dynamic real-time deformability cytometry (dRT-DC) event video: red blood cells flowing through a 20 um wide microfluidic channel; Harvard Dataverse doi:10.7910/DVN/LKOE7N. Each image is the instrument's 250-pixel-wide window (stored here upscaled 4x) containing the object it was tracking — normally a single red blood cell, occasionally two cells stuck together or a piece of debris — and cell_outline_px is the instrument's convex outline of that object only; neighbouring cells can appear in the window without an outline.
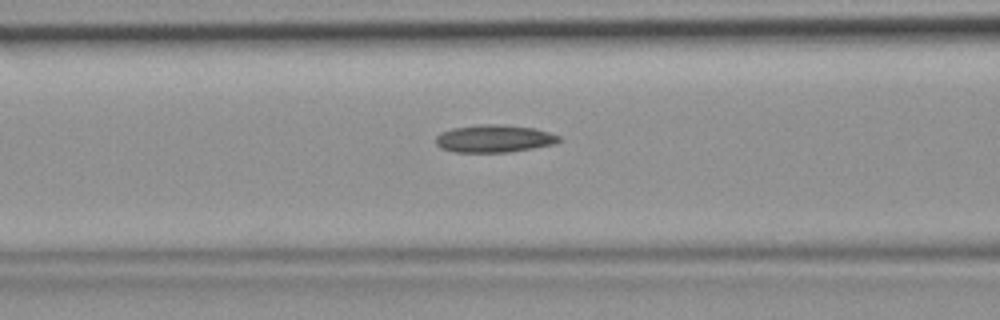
{"species": "common noctule bat (a hibernating species)", "species_latin": "Nyctalus noctula", "temperature_condition": "room temperature", "stored_images_in_passage": 45, "camera_frame_rate_fps": 3000, "um_per_image_px": 0.085, "animal": {"sex": "female", "body_mass_g": 19.9}, "frame": {"image": 1, "passage_image": 18, "time_ms": 5.667, "image_size_px": [1000, 320], "cell_outline_px": [[564, 140], [552, 144], [532, 148], [508, 152], [456, 152], [440, 148], [436, 144], [436, 136], [440, 132], [452, 128], [480, 124], [504, 124], [536, 128], [560, 136]], "centroid_in_image_um": [42.0, 11.77], "position_along_channel_um": 124.6, "area_um2": 19.94}}
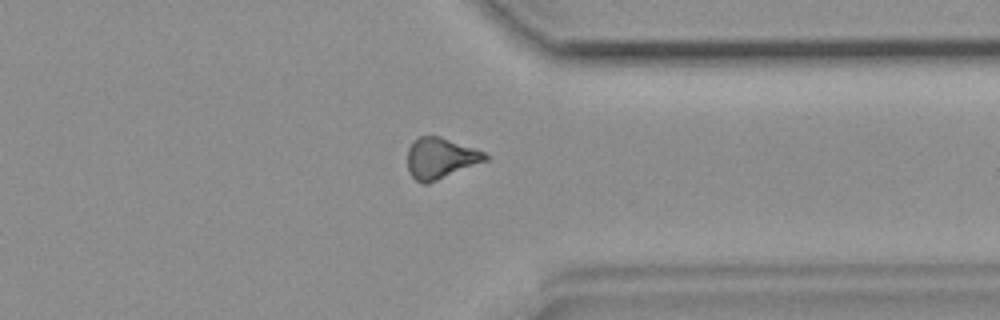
{"frame": {"image": 2, "passage_image": 35, "time_ms": 11.333, "image_size_px": [1000, 320], "cell_outline_px": [[488, 160], [428, 184], [424, 184], [416, 180], [408, 172], [408, 148], [420, 136], [440, 136], [484, 152], [488, 156]], "centroid_in_image_um": [37.44, 13.46], "position_along_channel_um": 374.0, "area_um2": 18.38}}
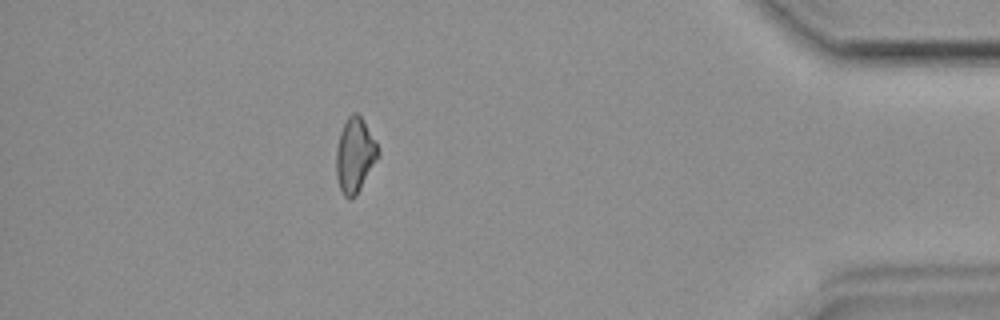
{"frame": {"image": 3, "passage_image": 40, "time_ms": 13.0, "image_size_px": [1000, 320], "cell_outline_px": [[380, 156], [356, 196], [344, 196], [340, 188], [336, 176], [336, 148], [340, 132], [348, 116], [352, 112], [356, 112], [360, 116], [376, 140], [380, 152]], "centroid_in_image_um": [30.18, 13.17], "position_along_channel_um": 405.0, "area_um2": 18.26}}